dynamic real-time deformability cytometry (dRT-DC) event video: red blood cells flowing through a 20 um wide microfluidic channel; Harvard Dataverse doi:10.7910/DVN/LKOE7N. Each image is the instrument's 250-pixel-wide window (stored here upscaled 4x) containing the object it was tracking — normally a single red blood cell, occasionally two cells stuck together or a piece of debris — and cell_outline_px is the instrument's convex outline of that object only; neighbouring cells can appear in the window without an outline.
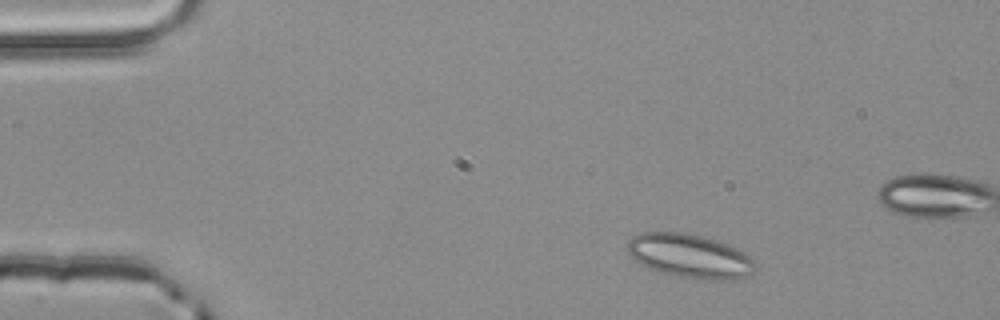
{"species": "common noctule bat (a hibernating species)", "species_latin": "Nyctalus noctula", "temperature_condition": "room temperature", "stored_images_in_passage": 3, "camera_frame_rate_fps": 3000, "um_per_image_px": 0.085, "animal": {"sex": "male", "body_mass_g": 20.4}, "frame": {"image": 1, "passage_image": 1, "time_ms": 0.0, "image_size_px": [1000, 320], "cell_outline_px": [[756, 268], [748, 276], [732, 280], [704, 280], [680, 276], [660, 272], [648, 268], [640, 264], [628, 252], [628, 240], [632, 236], [644, 232], [684, 232], [716, 240], [728, 244], [744, 252], [756, 260]], "centroid_in_image_um": [58.67, 21.77], "position_along_channel_um": 26.3, "area_um2": 32.83}}